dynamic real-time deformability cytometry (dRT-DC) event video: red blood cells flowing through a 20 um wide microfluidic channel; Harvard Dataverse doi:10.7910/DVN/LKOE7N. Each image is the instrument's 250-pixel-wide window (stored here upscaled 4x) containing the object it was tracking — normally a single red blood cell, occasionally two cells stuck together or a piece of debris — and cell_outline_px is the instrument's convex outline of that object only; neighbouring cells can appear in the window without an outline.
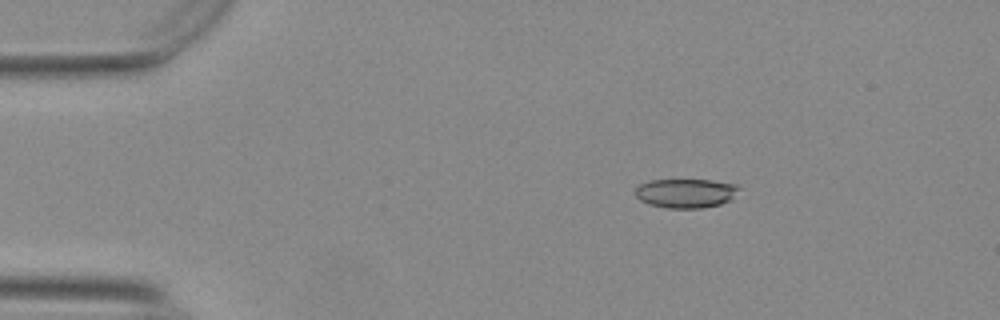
{"species": "Egyptian fruit bat (a non-hibernating species)", "species_latin": "Rousettus aegyptiacus", "temperature_condition": "warm", "stored_images_in_passage": 54, "camera_frame_rate_fps": 3000, "um_per_image_px": 0.085, "animal": {"sex": "female"}, "frame": {"image": 1, "passage_image": 8, "time_ms": 2.333, "image_size_px": [1000, 320], "cell_outline_px": [[740, 188], [732, 200], [720, 204], [700, 208], [668, 208], [648, 204], [640, 200], [636, 196], [636, 188], [640, 184], [652, 180], [712, 180], [736, 184]], "centroid_in_image_um": [58.32, 16.42], "position_along_channel_um": 26.7, "area_um2": 17.63}}
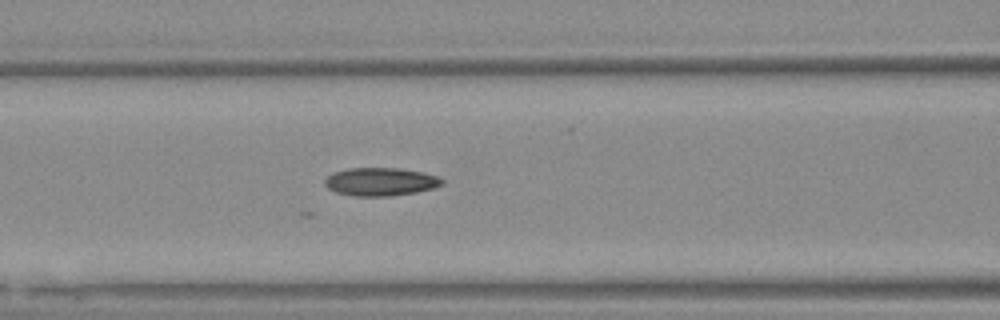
{"frame": {"image": 2, "passage_image": 22, "time_ms": 7.0, "image_size_px": [1000, 320], "cell_outline_px": [[444, 184], [432, 188], [416, 192], [388, 196], [352, 196], [336, 192], [328, 188], [324, 184], [324, 180], [332, 172], [348, 168], [396, 168], [420, 172], [436, 176], [444, 180]], "centroid_in_image_um": [32.3, 15.45], "position_along_channel_um": 134.3, "area_um2": 19.13}}
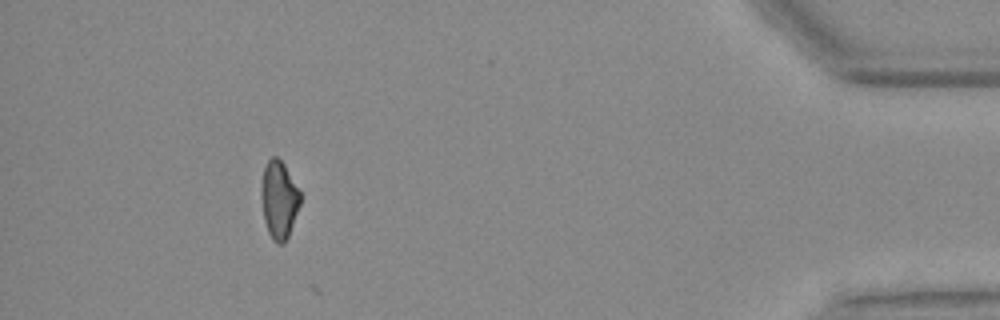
{"frame": {"image": 3, "passage_image": 49, "time_ms": 16.0, "image_size_px": [1000, 320], "cell_outline_px": [[300, 204], [288, 236], [284, 244], [276, 244], [268, 232], [264, 220], [260, 192], [264, 168], [268, 160], [272, 156], [276, 156], [284, 164], [300, 192]], "centroid_in_image_um": [23.7, 16.98], "position_along_channel_um": 411.5, "area_um2": 17.51}, "authors_computed_cell_mechanics": {"area_um2": 18.5249, "velocity_mm_per_s": 3.7364, "shape_relaxation_time_tau1_ms": null, "shape_relaxation_time_tau2_ms": 4.6396, "deformation_change_tau1": null, "deformation_change_tau2": 0.1184}}